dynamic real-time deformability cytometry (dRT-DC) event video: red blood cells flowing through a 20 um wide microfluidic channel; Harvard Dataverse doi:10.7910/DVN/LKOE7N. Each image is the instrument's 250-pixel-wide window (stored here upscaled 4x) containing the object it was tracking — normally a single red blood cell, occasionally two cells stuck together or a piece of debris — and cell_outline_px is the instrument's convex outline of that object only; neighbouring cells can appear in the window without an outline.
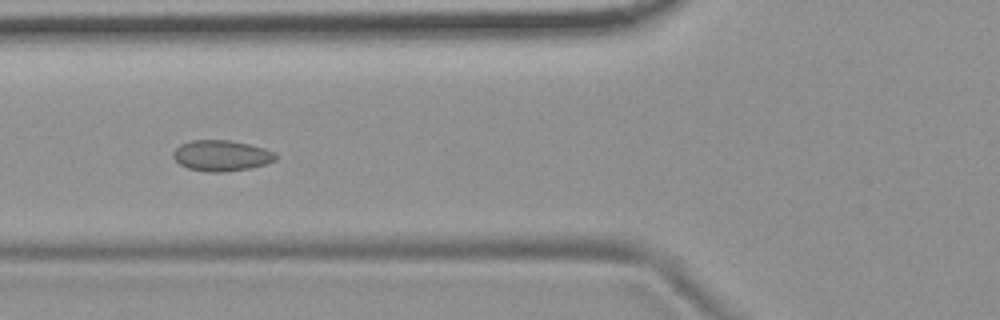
{"species": "common noctule bat (a hibernating species)", "species_latin": "Nyctalus noctula", "temperature_condition": "room temperature", "stored_images_in_passage": 19, "camera_frame_rate_fps": 3000, "um_per_image_px": 0.085, "animal": {"sex": "female", "body_mass_g": 19.9}, "frame": {"image": 1, "passage_image": 9, "time_ms": 2.667, "image_size_px": [1000, 320], "cell_outline_px": [[276, 160], [264, 164], [248, 168], [224, 172], [208, 172], [188, 168], [180, 164], [172, 156], [172, 152], [180, 144], [192, 140], [232, 140], [264, 148], [276, 152]], "centroid_in_image_um": [18.81, 13.22], "position_along_channel_um": 107.0, "area_um2": 18.38}}